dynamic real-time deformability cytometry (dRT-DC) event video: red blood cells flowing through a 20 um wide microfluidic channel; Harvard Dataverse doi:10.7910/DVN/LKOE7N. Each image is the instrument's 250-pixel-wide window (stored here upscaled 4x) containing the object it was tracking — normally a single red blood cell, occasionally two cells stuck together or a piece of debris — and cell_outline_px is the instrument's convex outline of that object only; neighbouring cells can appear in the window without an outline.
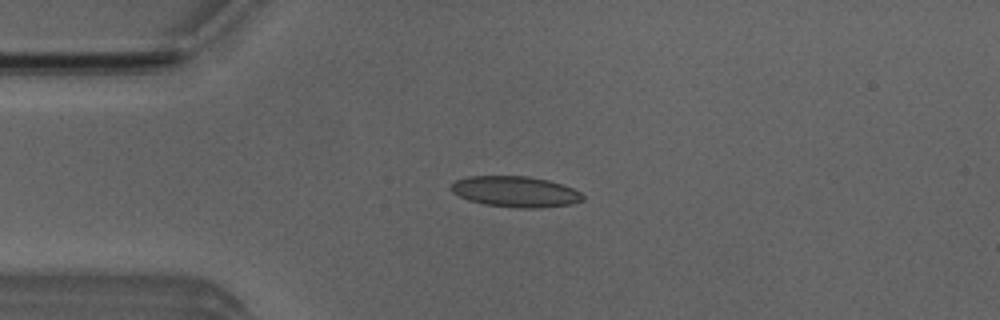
{"species": "Egyptian fruit bat (a non-hibernating species)", "species_latin": "Rousettus aegyptiacus", "temperature_condition": "room temperature", "stored_images_in_passage": 51, "camera_frame_rate_fps": 3000, "um_per_image_px": 0.085, "animal": {"sex": "male"}, "frame": {"image": 1, "passage_image": 11, "time_ms": 3.333, "image_size_px": [1000, 320], "cell_outline_px": [[584, 200], [572, 204], [540, 208], [516, 208], [484, 204], [468, 200], [452, 192], [448, 188], [456, 180], [468, 176], [528, 176], [548, 180], [572, 188], [580, 192], [584, 196]], "centroid_in_image_um": [43.8, 16.29], "position_along_channel_um": 41.2, "area_um2": 23.76}}
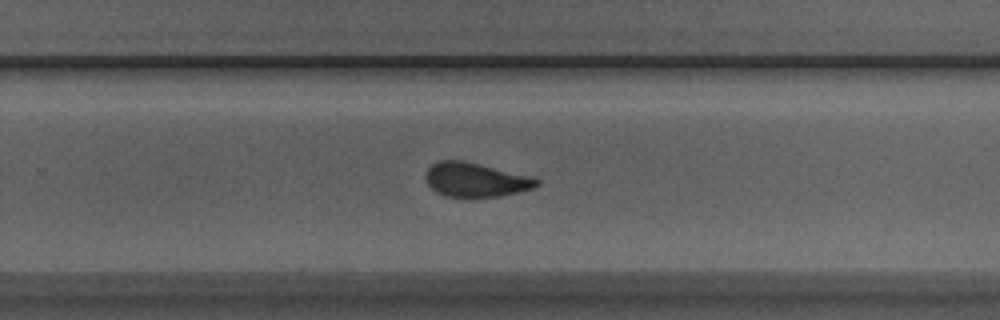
{"frame": {"image": 2, "passage_image": 32, "time_ms": 10.333, "image_size_px": [1000, 320], "cell_outline_px": [[540, 184], [536, 188], [500, 196], [472, 200], [444, 196], [436, 192], [428, 184], [424, 176], [428, 168], [432, 164], [440, 160], [464, 160], [532, 176], [540, 180]], "centroid_in_image_um": [40.44, 15.32], "position_along_channel_um": 289.4, "area_um2": 23.0}}
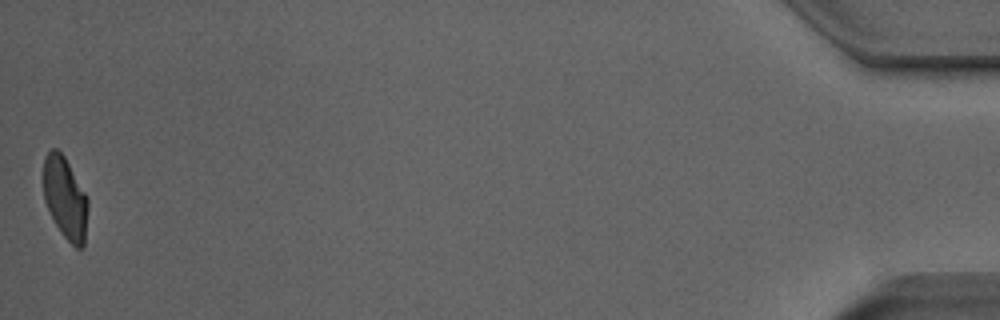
{"frame": {"image": 3, "passage_image": 51, "time_ms": 16.667, "image_size_px": [1000, 320], "cell_outline_px": [[88, 208], [84, 244], [80, 248], [76, 248], [60, 232], [44, 200], [44, 156], [52, 148], [56, 148], [64, 156], [88, 196]], "centroid_in_image_um": [5.56, 16.82], "position_along_channel_um": 429.6, "area_um2": 21.15}, "authors_computed_cell_mechanics": {"area_um2": 22.7732, "velocity_mm_per_s": 3.8535, "shape_relaxation_time_tau1_ms": 8.5592, "shape_relaxation_time_tau2_ms": 1.1808, "deformation_change_tau1": 0.2112, "deformation_change_tau2": 0.0856}}